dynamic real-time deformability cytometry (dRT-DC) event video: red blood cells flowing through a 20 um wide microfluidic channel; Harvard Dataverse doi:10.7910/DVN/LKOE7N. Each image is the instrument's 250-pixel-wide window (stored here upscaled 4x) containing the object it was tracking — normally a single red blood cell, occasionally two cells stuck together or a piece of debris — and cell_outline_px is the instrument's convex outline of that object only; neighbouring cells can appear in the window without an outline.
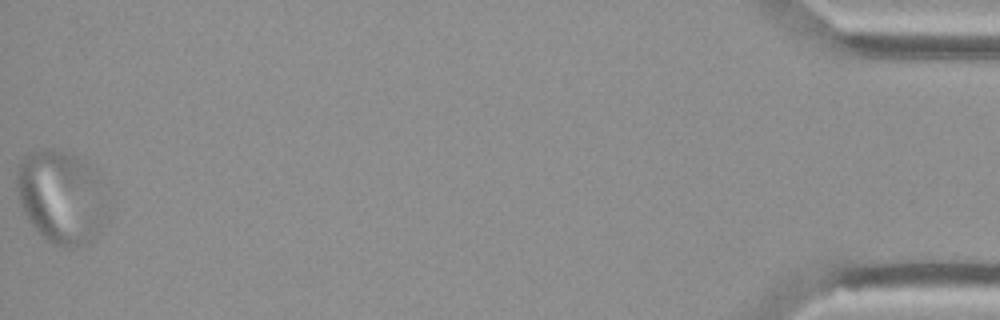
{"species": "Egyptian fruit bat (a non-hibernating species)", "species_latin": "Rousettus aegyptiacus", "temperature_condition": "cold", "stored_images_in_passage": 42, "camera_frame_rate_fps": 3000, "um_per_image_px": 0.085, "animal": {"sex": "female"}, "frame": {"image": 1, "passage_image": 42, "time_ms": 13.667, "image_size_px": [1000, 320], "cell_outline_px": [[108, 216], [100, 232], [88, 244], [76, 248], [64, 248], [52, 244], [28, 220], [20, 204], [16, 184], [16, 172], [20, 160], [24, 156], [32, 152], [44, 148], [52, 148], [72, 152], [84, 160], [100, 172]], "centroid_in_image_um": [5.25, 16.72], "position_along_channel_um": 430.0, "area_um2": 50.4}}